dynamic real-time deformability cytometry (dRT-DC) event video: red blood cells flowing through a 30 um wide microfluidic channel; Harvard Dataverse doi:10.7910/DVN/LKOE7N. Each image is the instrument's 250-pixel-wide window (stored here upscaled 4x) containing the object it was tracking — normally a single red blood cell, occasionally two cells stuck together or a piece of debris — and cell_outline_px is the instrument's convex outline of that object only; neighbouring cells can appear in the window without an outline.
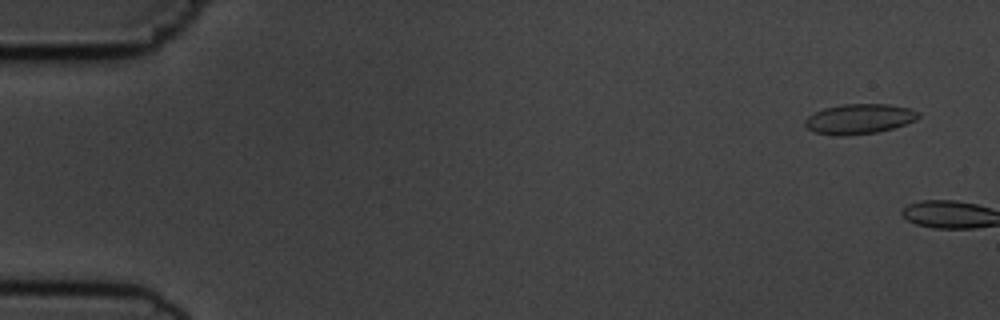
{"species": "common noctule bat (a hibernating species)", "species_latin": "Nyctalus noctula", "temperature_condition": "cold", "stored_images_in_passage": 2, "camera_frame_rate_fps": 3000, "um_per_image_px": 0.085, "animal": {"sex": "male", "body_mass_g": 19.5, "forearm_length_mm": 54.6}, "frame": {"image": 1, "passage_image": 1, "time_ms": 0.0, "image_size_px": [1000, 320], "cell_outline_px": [[920, 116], [916, 120], [892, 128], [876, 132], [848, 136], [840, 136], [816, 132], [808, 128], [804, 124], [804, 120], [808, 116], [824, 108], [844, 104], [888, 104], [908, 108], [920, 112]], "centroid_in_image_um": [73.04, 10.11], "position_along_channel_um": 12.0, "area_um2": 19.71}}